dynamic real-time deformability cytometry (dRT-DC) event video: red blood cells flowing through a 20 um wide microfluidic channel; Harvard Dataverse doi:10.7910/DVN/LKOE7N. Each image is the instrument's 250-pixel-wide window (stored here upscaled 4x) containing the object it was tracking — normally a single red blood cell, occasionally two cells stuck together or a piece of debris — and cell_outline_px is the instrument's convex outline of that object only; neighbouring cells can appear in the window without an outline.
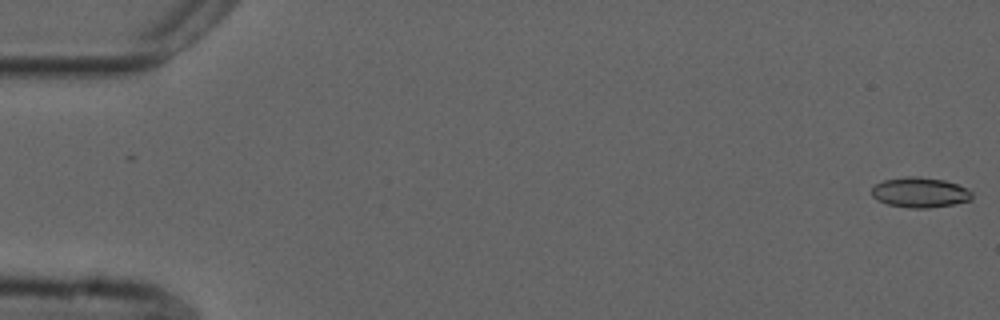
{"species": "common noctule bat (a hibernating species)", "species_latin": "Nyctalus noctula", "temperature_condition": "cold", "stored_images_in_passage": 54, "camera_frame_rate_fps": 3000, "um_per_image_px": 0.085, "animal": {"sex": "male", "forearm_length_mm": 52.5}, "frame": {"image": 1, "passage_image": 1, "time_ms": 0.0, "image_size_px": [1000, 320], "cell_outline_px": [[972, 200], [952, 204], [928, 208], [908, 208], [888, 204], [876, 200], [872, 196], [872, 188], [876, 184], [884, 180], [904, 176], [920, 176], [944, 180], [968, 188], [972, 192]], "centroid_in_image_um": [78.19, 16.35], "position_along_channel_um": 6.8, "area_um2": 17.74}}
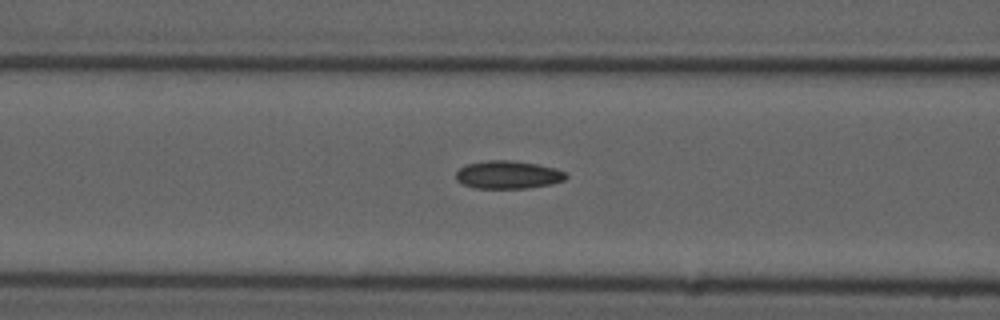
{"frame": {"image": 2, "passage_image": 22, "time_ms": 7.0, "image_size_px": [1000, 320], "cell_outline_px": [[568, 176], [564, 180], [552, 184], [528, 188], [476, 188], [464, 184], [456, 180], [456, 172], [460, 168], [468, 164], [488, 160], [508, 160], [536, 164], [556, 168], [564, 172]], "centroid_in_image_um": [43.19, 14.86], "position_along_channel_um": 123.4, "area_um2": 17.8}}
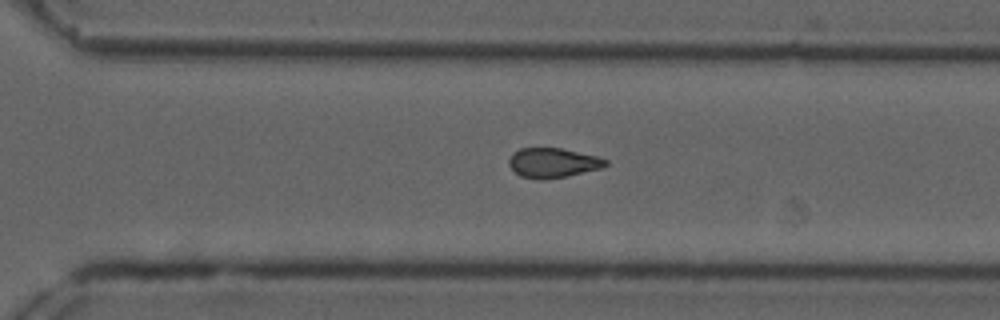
{"frame": {"image": 3, "passage_image": 38, "time_ms": 12.333, "image_size_px": [1000, 320], "cell_outline_px": [[608, 164], [600, 168], [568, 176], [540, 180], [520, 176], [508, 164], [508, 160], [512, 152], [520, 148], [560, 148], [596, 156], [608, 160]], "centroid_in_image_um": [46.96, 13.84], "position_along_channel_um": 323.6, "area_um2": 16.65}, "authors_computed_cell_mechanics": {"area_um2": 17.2244, "velocity_mm_per_s": 3.7557, "shape_relaxation_time_tau1_ms": null, "shape_relaxation_time_tau2_ms": 2.5744, "deformation_change_tau1": null, "deformation_change_tau2": 0.0883}}